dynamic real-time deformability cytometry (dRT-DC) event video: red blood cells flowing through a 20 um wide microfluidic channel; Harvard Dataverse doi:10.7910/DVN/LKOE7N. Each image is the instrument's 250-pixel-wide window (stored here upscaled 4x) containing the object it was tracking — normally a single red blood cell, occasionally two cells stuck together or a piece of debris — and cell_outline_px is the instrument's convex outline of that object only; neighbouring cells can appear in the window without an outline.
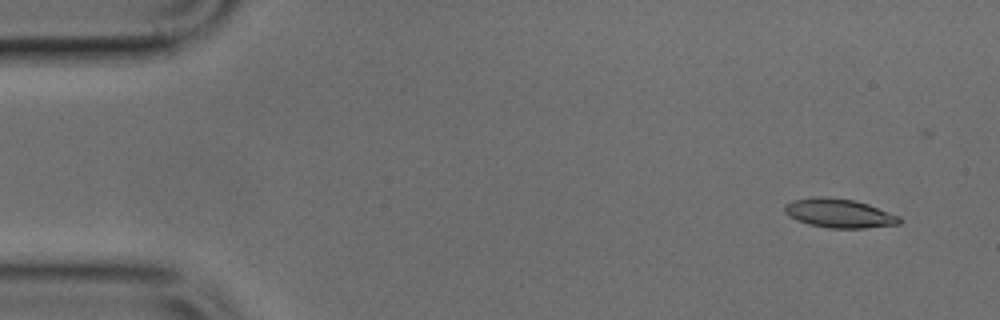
{"species": "common noctule bat (a hibernating species)", "species_latin": "Nyctalus noctula", "temperature_condition": "cold", "stored_images_in_passage": 5, "camera_frame_rate_fps": 3000, "um_per_image_px": 0.085, "animal": {"sex": "male", "body_mass_g": 17.9, "forearm_length_mm": 54.2}, "frame": {"image": 1, "passage_image": 1, "time_ms": 0.0, "image_size_px": [1000, 320], "cell_outline_px": [[904, 220], [900, 224], [864, 228], [828, 228], [808, 224], [796, 220], [788, 216], [784, 212], [784, 204], [792, 200], [812, 196], [824, 196], [852, 200], [868, 204], [900, 216]], "centroid_in_image_um": [71.3, 18.12], "position_along_channel_um": 13.7, "area_um2": 19.65}}
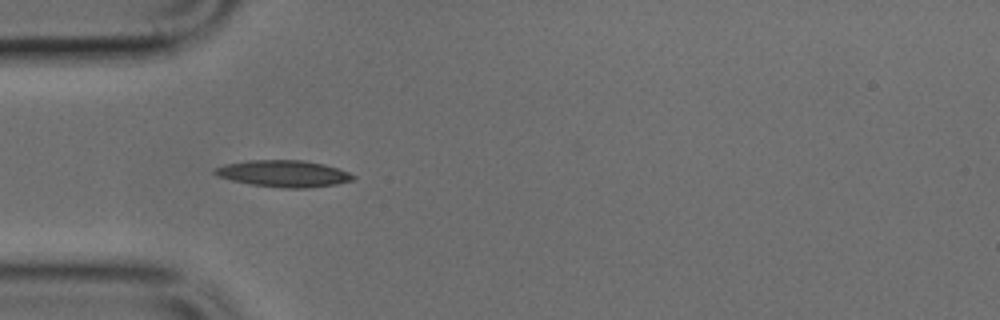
{"frame": {"image": 2, "passage_image": 4, "time_ms": 1.0, "image_size_px": [1000, 320], "cell_outline_px": [[356, 176], [352, 180], [336, 184], [308, 188], [284, 188], [252, 184], [232, 180], [216, 176], [212, 172], [212, 168], [224, 164], [248, 160], [304, 160], [324, 164], [348, 172]], "centroid_in_image_um": [24.06, 14.75], "position_along_channel_um": 60.9, "area_um2": 21.5}}